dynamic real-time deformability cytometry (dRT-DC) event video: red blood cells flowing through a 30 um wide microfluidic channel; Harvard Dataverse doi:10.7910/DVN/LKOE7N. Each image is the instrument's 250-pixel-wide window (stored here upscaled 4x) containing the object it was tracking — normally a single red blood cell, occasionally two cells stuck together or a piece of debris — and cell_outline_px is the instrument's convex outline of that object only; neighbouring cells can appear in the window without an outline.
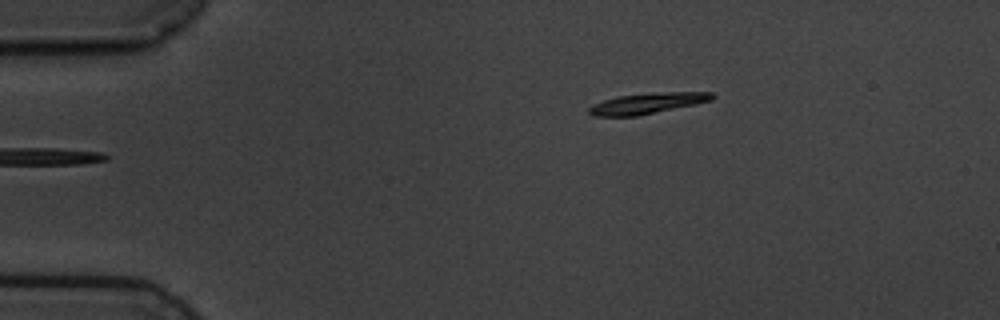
{"species": "common noctule bat (a hibernating species)", "species_latin": "Nyctalus noctula", "temperature_condition": "cold", "stored_images_in_passage": 2, "camera_frame_rate_fps": 3000, "um_per_image_px": 0.085, "animal": {"sex": "male", "body_mass_g": 19.5, "forearm_length_mm": 54.6}, "frame": {"image": 1, "passage_image": 1, "time_ms": 0.0, "image_size_px": [1000, 320], "cell_outline_px": [[716, 96], [712, 100], [696, 104], [636, 116], [592, 116], [588, 112], [588, 108], [592, 104], [616, 96], [664, 92], [712, 92]], "centroid_in_image_um": [55.01, 8.78], "position_along_channel_um": 30.0, "area_um2": 14.85}}